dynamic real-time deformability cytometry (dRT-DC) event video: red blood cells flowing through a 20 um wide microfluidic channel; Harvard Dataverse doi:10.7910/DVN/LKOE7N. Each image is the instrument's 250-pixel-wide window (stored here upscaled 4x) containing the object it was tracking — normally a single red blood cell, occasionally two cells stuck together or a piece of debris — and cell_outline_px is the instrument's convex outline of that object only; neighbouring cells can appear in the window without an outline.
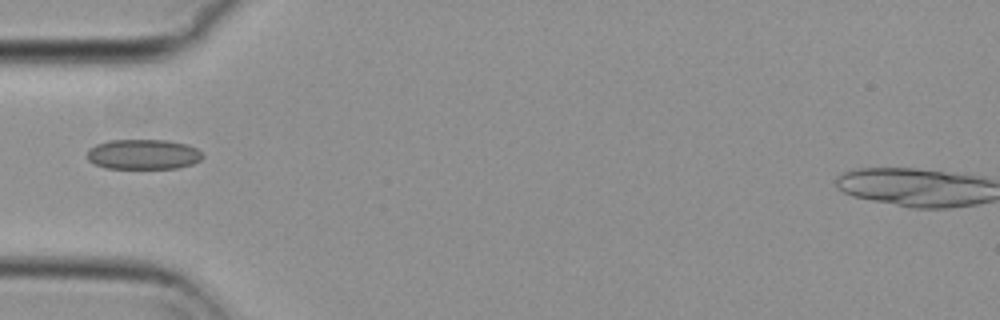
{"species": "common noctule bat (a hibernating species)", "species_latin": "Nyctalus noctula", "temperature_condition": "cold", "stored_images_in_passage": 38, "camera_frame_rate_fps": 3000, "um_per_image_px": 0.085, "animal": {"sex": "female", "body_mass_g": 29.2, "forearm_length_mm": 56.3}, "frame": {"image": 1, "passage_image": 1, "time_ms": 0.0, "image_size_px": [1000, 320], "cell_outline_px": [[204, 156], [200, 160], [192, 164], [176, 168], [104, 168], [92, 164], [88, 160], [88, 152], [96, 144], [108, 140], [168, 140], [188, 144], [196, 148]], "centroid_in_image_um": [12.18, 13.12], "position_along_channel_um": 72.8, "area_um2": 20.29}}
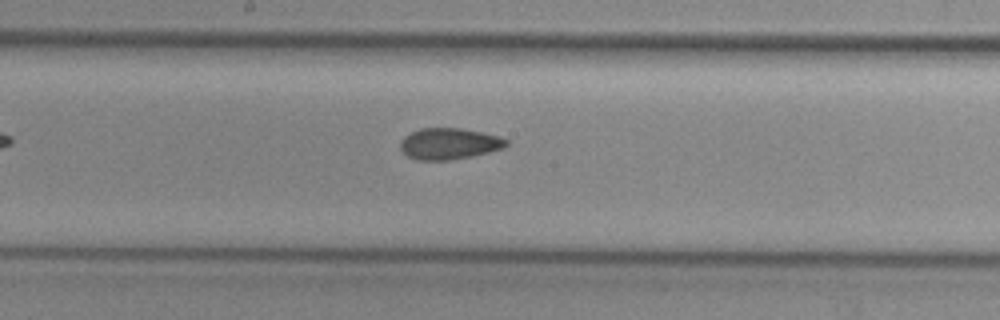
{"frame": {"image": 2, "passage_image": 12, "time_ms": 3.667, "image_size_px": [1000, 320], "cell_outline_px": [[508, 144], [504, 148], [472, 156], [448, 160], [416, 160], [408, 156], [400, 148], [400, 140], [404, 136], [420, 128], [460, 128], [500, 136], [508, 140]], "centroid_in_image_um": [38.17, 12.21], "position_along_channel_um": 210.0, "area_um2": 19.31}}
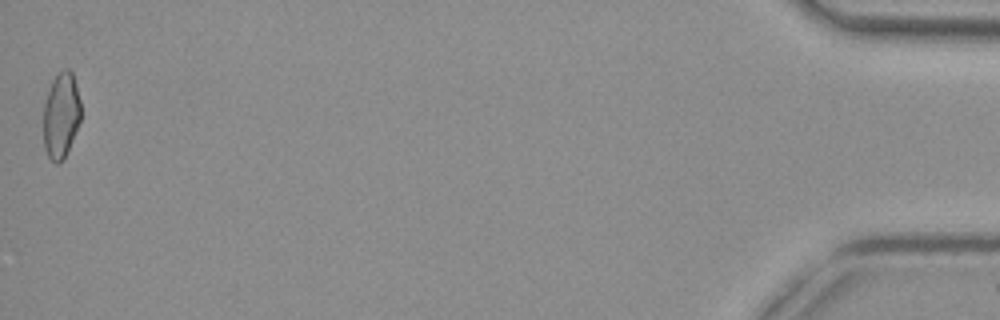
{"frame": {"image": 3, "passage_image": 38, "time_ms": 12.333, "image_size_px": [1000, 320], "cell_outline_px": [[80, 120], [68, 148], [64, 156], [56, 164], [48, 156], [44, 148], [44, 100], [52, 80], [64, 68], [68, 68], [72, 72], [76, 84], [80, 100]], "centroid_in_image_um": [5.18, 9.75], "position_along_channel_um": 430.0, "area_um2": 18.38}}